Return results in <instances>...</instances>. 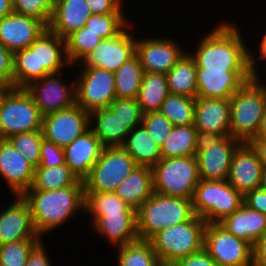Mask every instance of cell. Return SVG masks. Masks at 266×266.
<instances>
[{"label": "cell", "mask_w": 266, "mask_h": 266, "mask_svg": "<svg viewBox=\"0 0 266 266\" xmlns=\"http://www.w3.org/2000/svg\"><path fill=\"white\" fill-rule=\"evenodd\" d=\"M232 21L222 19L216 22L218 24H213L210 32L202 35L194 50H187L194 58L196 67L206 70H249L248 43L241 28Z\"/></svg>", "instance_id": "6da1fadb"}, {"label": "cell", "mask_w": 266, "mask_h": 266, "mask_svg": "<svg viewBox=\"0 0 266 266\" xmlns=\"http://www.w3.org/2000/svg\"><path fill=\"white\" fill-rule=\"evenodd\" d=\"M21 197L30 208L33 225L41 239L64 227L73 216L84 213L85 190L81 180L57 190L28 189Z\"/></svg>", "instance_id": "7a4b0ae2"}, {"label": "cell", "mask_w": 266, "mask_h": 266, "mask_svg": "<svg viewBox=\"0 0 266 266\" xmlns=\"http://www.w3.org/2000/svg\"><path fill=\"white\" fill-rule=\"evenodd\" d=\"M73 68L66 54V42L48 28L28 47L14 53L13 88H24L45 75Z\"/></svg>", "instance_id": "3957f363"}, {"label": "cell", "mask_w": 266, "mask_h": 266, "mask_svg": "<svg viewBox=\"0 0 266 266\" xmlns=\"http://www.w3.org/2000/svg\"><path fill=\"white\" fill-rule=\"evenodd\" d=\"M250 79L230 98V134L249 143L258 132L266 110V82Z\"/></svg>", "instance_id": "277c9868"}, {"label": "cell", "mask_w": 266, "mask_h": 266, "mask_svg": "<svg viewBox=\"0 0 266 266\" xmlns=\"http://www.w3.org/2000/svg\"><path fill=\"white\" fill-rule=\"evenodd\" d=\"M192 198L165 196L154 192L136 210L138 239L149 240L159 231L179 223H185L194 216Z\"/></svg>", "instance_id": "5b68a950"}, {"label": "cell", "mask_w": 266, "mask_h": 266, "mask_svg": "<svg viewBox=\"0 0 266 266\" xmlns=\"http://www.w3.org/2000/svg\"><path fill=\"white\" fill-rule=\"evenodd\" d=\"M206 222L194 215L185 223L165 228L148 241L160 261L176 263L203 248Z\"/></svg>", "instance_id": "8992f818"}, {"label": "cell", "mask_w": 266, "mask_h": 266, "mask_svg": "<svg viewBox=\"0 0 266 266\" xmlns=\"http://www.w3.org/2000/svg\"><path fill=\"white\" fill-rule=\"evenodd\" d=\"M154 192L192 198L200 181L196 156L161 158L153 167Z\"/></svg>", "instance_id": "52a82bcc"}, {"label": "cell", "mask_w": 266, "mask_h": 266, "mask_svg": "<svg viewBox=\"0 0 266 266\" xmlns=\"http://www.w3.org/2000/svg\"><path fill=\"white\" fill-rule=\"evenodd\" d=\"M243 195L227 180H200L192 196L194 214L206 223H219L243 204Z\"/></svg>", "instance_id": "ba28073f"}, {"label": "cell", "mask_w": 266, "mask_h": 266, "mask_svg": "<svg viewBox=\"0 0 266 266\" xmlns=\"http://www.w3.org/2000/svg\"><path fill=\"white\" fill-rule=\"evenodd\" d=\"M43 116L24 88L7 89L0 99V139L41 130Z\"/></svg>", "instance_id": "9c48e42d"}, {"label": "cell", "mask_w": 266, "mask_h": 266, "mask_svg": "<svg viewBox=\"0 0 266 266\" xmlns=\"http://www.w3.org/2000/svg\"><path fill=\"white\" fill-rule=\"evenodd\" d=\"M139 166L122 146L104 147L83 181L85 192H115L118 185Z\"/></svg>", "instance_id": "30bf717a"}, {"label": "cell", "mask_w": 266, "mask_h": 266, "mask_svg": "<svg viewBox=\"0 0 266 266\" xmlns=\"http://www.w3.org/2000/svg\"><path fill=\"white\" fill-rule=\"evenodd\" d=\"M203 248L218 266H253V246L218 223L206 224Z\"/></svg>", "instance_id": "8fae6325"}, {"label": "cell", "mask_w": 266, "mask_h": 266, "mask_svg": "<svg viewBox=\"0 0 266 266\" xmlns=\"http://www.w3.org/2000/svg\"><path fill=\"white\" fill-rule=\"evenodd\" d=\"M79 68L75 78L76 104L88 113L109 108L116 98L114 72L98 67Z\"/></svg>", "instance_id": "7c38bea8"}, {"label": "cell", "mask_w": 266, "mask_h": 266, "mask_svg": "<svg viewBox=\"0 0 266 266\" xmlns=\"http://www.w3.org/2000/svg\"><path fill=\"white\" fill-rule=\"evenodd\" d=\"M63 74V71L48 74L24 87L43 117L76 104L75 77L66 83Z\"/></svg>", "instance_id": "4fadbf2b"}, {"label": "cell", "mask_w": 266, "mask_h": 266, "mask_svg": "<svg viewBox=\"0 0 266 266\" xmlns=\"http://www.w3.org/2000/svg\"><path fill=\"white\" fill-rule=\"evenodd\" d=\"M134 23L136 22H130L116 36L103 39L82 62L73 67L78 65L79 67H98L115 73L121 65L135 55L136 36L134 30L137 28L134 27ZM130 30L133 32L131 33Z\"/></svg>", "instance_id": "5bb4252c"}, {"label": "cell", "mask_w": 266, "mask_h": 266, "mask_svg": "<svg viewBox=\"0 0 266 266\" xmlns=\"http://www.w3.org/2000/svg\"><path fill=\"white\" fill-rule=\"evenodd\" d=\"M158 36L136 37L135 55L144 72L167 74L187 51L178 40Z\"/></svg>", "instance_id": "9a60e30c"}, {"label": "cell", "mask_w": 266, "mask_h": 266, "mask_svg": "<svg viewBox=\"0 0 266 266\" xmlns=\"http://www.w3.org/2000/svg\"><path fill=\"white\" fill-rule=\"evenodd\" d=\"M89 128L90 113L75 104L44 116L41 131L45 140L64 148Z\"/></svg>", "instance_id": "2e32d148"}, {"label": "cell", "mask_w": 266, "mask_h": 266, "mask_svg": "<svg viewBox=\"0 0 266 266\" xmlns=\"http://www.w3.org/2000/svg\"><path fill=\"white\" fill-rule=\"evenodd\" d=\"M264 166L250 143H241L235 150L227 181L243 196L261 186Z\"/></svg>", "instance_id": "e0dca14e"}, {"label": "cell", "mask_w": 266, "mask_h": 266, "mask_svg": "<svg viewBox=\"0 0 266 266\" xmlns=\"http://www.w3.org/2000/svg\"><path fill=\"white\" fill-rule=\"evenodd\" d=\"M35 167L7 139H0V179L11 195L21 196L34 180Z\"/></svg>", "instance_id": "ac0fdd59"}, {"label": "cell", "mask_w": 266, "mask_h": 266, "mask_svg": "<svg viewBox=\"0 0 266 266\" xmlns=\"http://www.w3.org/2000/svg\"><path fill=\"white\" fill-rule=\"evenodd\" d=\"M250 79L249 70H206L196 67V97L230 99Z\"/></svg>", "instance_id": "d6986e66"}, {"label": "cell", "mask_w": 266, "mask_h": 266, "mask_svg": "<svg viewBox=\"0 0 266 266\" xmlns=\"http://www.w3.org/2000/svg\"><path fill=\"white\" fill-rule=\"evenodd\" d=\"M0 210V245L25 239H41L33 225L32 214L21 196Z\"/></svg>", "instance_id": "ffe728a7"}, {"label": "cell", "mask_w": 266, "mask_h": 266, "mask_svg": "<svg viewBox=\"0 0 266 266\" xmlns=\"http://www.w3.org/2000/svg\"><path fill=\"white\" fill-rule=\"evenodd\" d=\"M45 29L39 19L13 11L0 19V44L14 54L28 48Z\"/></svg>", "instance_id": "44dd1931"}, {"label": "cell", "mask_w": 266, "mask_h": 266, "mask_svg": "<svg viewBox=\"0 0 266 266\" xmlns=\"http://www.w3.org/2000/svg\"><path fill=\"white\" fill-rule=\"evenodd\" d=\"M242 142L231 136H225L219 143L196 154L200 180H227L233 154Z\"/></svg>", "instance_id": "7402d4cb"}, {"label": "cell", "mask_w": 266, "mask_h": 266, "mask_svg": "<svg viewBox=\"0 0 266 266\" xmlns=\"http://www.w3.org/2000/svg\"><path fill=\"white\" fill-rule=\"evenodd\" d=\"M84 215L90 216L92 228L99 238L101 235L114 249L138 240L136 213Z\"/></svg>", "instance_id": "603a6c76"}, {"label": "cell", "mask_w": 266, "mask_h": 266, "mask_svg": "<svg viewBox=\"0 0 266 266\" xmlns=\"http://www.w3.org/2000/svg\"><path fill=\"white\" fill-rule=\"evenodd\" d=\"M104 146L91 128L64 147L65 164L71 172L84 181L96 161L99 159Z\"/></svg>", "instance_id": "cb8c5ba5"}, {"label": "cell", "mask_w": 266, "mask_h": 266, "mask_svg": "<svg viewBox=\"0 0 266 266\" xmlns=\"http://www.w3.org/2000/svg\"><path fill=\"white\" fill-rule=\"evenodd\" d=\"M194 126L199 131L230 134V99L195 98Z\"/></svg>", "instance_id": "d4e9b609"}, {"label": "cell", "mask_w": 266, "mask_h": 266, "mask_svg": "<svg viewBox=\"0 0 266 266\" xmlns=\"http://www.w3.org/2000/svg\"><path fill=\"white\" fill-rule=\"evenodd\" d=\"M92 15L86 0H54V6L47 28L61 38L85 26Z\"/></svg>", "instance_id": "484cf974"}, {"label": "cell", "mask_w": 266, "mask_h": 266, "mask_svg": "<svg viewBox=\"0 0 266 266\" xmlns=\"http://www.w3.org/2000/svg\"><path fill=\"white\" fill-rule=\"evenodd\" d=\"M218 224L227 232L254 246L266 232V215L243 203L237 211L225 217Z\"/></svg>", "instance_id": "4316f807"}, {"label": "cell", "mask_w": 266, "mask_h": 266, "mask_svg": "<svg viewBox=\"0 0 266 266\" xmlns=\"http://www.w3.org/2000/svg\"><path fill=\"white\" fill-rule=\"evenodd\" d=\"M135 211L154 194L152 167L137 166L115 191Z\"/></svg>", "instance_id": "83f0119b"}, {"label": "cell", "mask_w": 266, "mask_h": 266, "mask_svg": "<svg viewBox=\"0 0 266 266\" xmlns=\"http://www.w3.org/2000/svg\"><path fill=\"white\" fill-rule=\"evenodd\" d=\"M90 128L104 147L122 146L130 130L110 108L90 113Z\"/></svg>", "instance_id": "f1b7e54d"}, {"label": "cell", "mask_w": 266, "mask_h": 266, "mask_svg": "<svg viewBox=\"0 0 266 266\" xmlns=\"http://www.w3.org/2000/svg\"><path fill=\"white\" fill-rule=\"evenodd\" d=\"M122 147L139 166L153 167L161 159L160 146L153 141L143 124L129 132Z\"/></svg>", "instance_id": "f546056e"}, {"label": "cell", "mask_w": 266, "mask_h": 266, "mask_svg": "<svg viewBox=\"0 0 266 266\" xmlns=\"http://www.w3.org/2000/svg\"><path fill=\"white\" fill-rule=\"evenodd\" d=\"M169 92L196 98V62L188 51L178 60L173 68L166 74Z\"/></svg>", "instance_id": "4dcf8cb0"}, {"label": "cell", "mask_w": 266, "mask_h": 266, "mask_svg": "<svg viewBox=\"0 0 266 266\" xmlns=\"http://www.w3.org/2000/svg\"><path fill=\"white\" fill-rule=\"evenodd\" d=\"M169 93L166 74L144 72L136 98L141 112L144 114L159 111Z\"/></svg>", "instance_id": "1f68e13d"}, {"label": "cell", "mask_w": 266, "mask_h": 266, "mask_svg": "<svg viewBox=\"0 0 266 266\" xmlns=\"http://www.w3.org/2000/svg\"><path fill=\"white\" fill-rule=\"evenodd\" d=\"M196 133L194 124L174 126L160 147L161 158L196 156Z\"/></svg>", "instance_id": "d6a6232c"}, {"label": "cell", "mask_w": 266, "mask_h": 266, "mask_svg": "<svg viewBox=\"0 0 266 266\" xmlns=\"http://www.w3.org/2000/svg\"><path fill=\"white\" fill-rule=\"evenodd\" d=\"M144 70L136 55L114 73L116 98H137Z\"/></svg>", "instance_id": "836d02e7"}, {"label": "cell", "mask_w": 266, "mask_h": 266, "mask_svg": "<svg viewBox=\"0 0 266 266\" xmlns=\"http://www.w3.org/2000/svg\"><path fill=\"white\" fill-rule=\"evenodd\" d=\"M77 181L78 178L66 164L50 168L36 167L34 180L29 189L57 190L73 186Z\"/></svg>", "instance_id": "e575fe53"}, {"label": "cell", "mask_w": 266, "mask_h": 266, "mask_svg": "<svg viewBox=\"0 0 266 266\" xmlns=\"http://www.w3.org/2000/svg\"><path fill=\"white\" fill-rule=\"evenodd\" d=\"M117 266H156L159 258L147 240H136L116 247Z\"/></svg>", "instance_id": "d590c367"}, {"label": "cell", "mask_w": 266, "mask_h": 266, "mask_svg": "<svg viewBox=\"0 0 266 266\" xmlns=\"http://www.w3.org/2000/svg\"><path fill=\"white\" fill-rule=\"evenodd\" d=\"M159 112L163 114L173 126L194 124L195 98L169 93L161 104Z\"/></svg>", "instance_id": "8d00e7d4"}, {"label": "cell", "mask_w": 266, "mask_h": 266, "mask_svg": "<svg viewBox=\"0 0 266 266\" xmlns=\"http://www.w3.org/2000/svg\"><path fill=\"white\" fill-rule=\"evenodd\" d=\"M136 213L115 192H85L84 214Z\"/></svg>", "instance_id": "74e56055"}, {"label": "cell", "mask_w": 266, "mask_h": 266, "mask_svg": "<svg viewBox=\"0 0 266 266\" xmlns=\"http://www.w3.org/2000/svg\"><path fill=\"white\" fill-rule=\"evenodd\" d=\"M103 39L85 26L65 38L66 54L71 65L83 61Z\"/></svg>", "instance_id": "f35d334b"}, {"label": "cell", "mask_w": 266, "mask_h": 266, "mask_svg": "<svg viewBox=\"0 0 266 266\" xmlns=\"http://www.w3.org/2000/svg\"><path fill=\"white\" fill-rule=\"evenodd\" d=\"M126 13L92 14L85 27L102 39H109L119 34L129 23Z\"/></svg>", "instance_id": "ab89813d"}, {"label": "cell", "mask_w": 266, "mask_h": 266, "mask_svg": "<svg viewBox=\"0 0 266 266\" xmlns=\"http://www.w3.org/2000/svg\"><path fill=\"white\" fill-rule=\"evenodd\" d=\"M35 168L39 166L40 148L44 140L41 130L15 134L7 139Z\"/></svg>", "instance_id": "60d3db41"}, {"label": "cell", "mask_w": 266, "mask_h": 266, "mask_svg": "<svg viewBox=\"0 0 266 266\" xmlns=\"http://www.w3.org/2000/svg\"><path fill=\"white\" fill-rule=\"evenodd\" d=\"M42 239H25L0 245V266H25L31 250Z\"/></svg>", "instance_id": "b9f144b4"}, {"label": "cell", "mask_w": 266, "mask_h": 266, "mask_svg": "<svg viewBox=\"0 0 266 266\" xmlns=\"http://www.w3.org/2000/svg\"><path fill=\"white\" fill-rule=\"evenodd\" d=\"M109 108L130 131L142 124L143 113L136 98H115Z\"/></svg>", "instance_id": "7bdbcfd3"}, {"label": "cell", "mask_w": 266, "mask_h": 266, "mask_svg": "<svg viewBox=\"0 0 266 266\" xmlns=\"http://www.w3.org/2000/svg\"><path fill=\"white\" fill-rule=\"evenodd\" d=\"M13 11L31 16L49 25L53 11L54 0H11Z\"/></svg>", "instance_id": "ee69618b"}, {"label": "cell", "mask_w": 266, "mask_h": 266, "mask_svg": "<svg viewBox=\"0 0 266 266\" xmlns=\"http://www.w3.org/2000/svg\"><path fill=\"white\" fill-rule=\"evenodd\" d=\"M142 124L147 129L153 141L160 147L174 127L172 123L159 111L144 113Z\"/></svg>", "instance_id": "f6af8a7d"}, {"label": "cell", "mask_w": 266, "mask_h": 266, "mask_svg": "<svg viewBox=\"0 0 266 266\" xmlns=\"http://www.w3.org/2000/svg\"><path fill=\"white\" fill-rule=\"evenodd\" d=\"M65 164L64 150L56 144L43 140L40 148V161L38 167H54Z\"/></svg>", "instance_id": "bcb514c9"}, {"label": "cell", "mask_w": 266, "mask_h": 266, "mask_svg": "<svg viewBox=\"0 0 266 266\" xmlns=\"http://www.w3.org/2000/svg\"><path fill=\"white\" fill-rule=\"evenodd\" d=\"M13 57L14 54L0 44V85L13 88Z\"/></svg>", "instance_id": "7dc6e473"}, {"label": "cell", "mask_w": 266, "mask_h": 266, "mask_svg": "<svg viewBox=\"0 0 266 266\" xmlns=\"http://www.w3.org/2000/svg\"><path fill=\"white\" fill-rule=\"evenodd\" d=\"M92 14L125 13L123 0H86Z\"/></svg>", "instance_id": "c3c4849f"}, {"label": "cell", "mask_w": 266, "mask_h": 266, "mask_svg": "<svg viewBox=\"0 0 266 266\" xmlns=\"http://www.w3.org/2000/svg\"><path fill=\"white\" fill-rule=\"evenodd\" d=\"M265 32H263L264 34H262L263 36H261V40H259V45H257L258 47V57H255V53H253V49L251 52V48H249V73L252 79H257V80H261V75L259 74L260 71H258V63L259 61H263L264 63L266 61V29L264 30ZM258 62V63H257Z\"/></svg>", "instance_id": "681fc988"}, {"label": "cell", "mask_w": 266, "mask_h": 266, "mask_svg": "<svg viewBox=\"0 0 266 266\" xmlns=\"http://www.w3.org/2000/svg\"><path fill=\"white\" fill-rule=\"evenodd\" d=\"M177 266H218L204 248L176 262Z\"/></svg>", "instance_id": "f907efd6"}, {"label": "cell", "mask_w": 266, "mask_h": 266, "mask_svg": "<svg viewBox=\"0 0 266 266\" xmlns=\"http://www.w3.org/2000/svg\"><path fill=\"white\" fill-rule=\"evenodd\" d=\"M42 239L30 252L25 266H52L48 250Z\"/></svg>", "instance_id": "816d5d0a"}, {"label": "cell", "mask_w": 266, "mask_h": 266, "mask_svg": "<svg viewBox=\"0 0 266 266\" xmlns=\"http://www.w3.org/2000/svg\"><path fill=\"white\" fill-rule=\"evenodd\" d=\"M243 202L251 209L257 210L266 215V191L259 188L247 192L243 196Z\"/></svg>", "instance_id": "f5cc1de1"}, {"label": "cell", "mask_w": 266, "mask_h": 266, "mask_svg": "<svg viewBox=\"0 0 266 266\" xmlns=\"http://www.w3.org/2000/svg\"><path fill=\"white\" fill-rule=\"evenodd\" d=\"M225 136L226 135L197 130L195 147L196 154L208 149L210 144L219 143Z\"/></svg>", "instance_id": "db71d44e"}, {"label": "cell", "mask_w": 266, "mask_h": 266, "mask_svg": "<svg viewBox=\"0 0 266 266\" xmlns=\"http://www.w3.org/2000/svg\"><path fill=\"white\" fill-rule=\"evenodd\" d=\"M253 266H266V232L253 246Z\"/></svg>", "instance_id": "11a10c76"}, {"label": "cell", "mask_w": 266, "mask_h": 266, "mask_svg": "<svg viewBox=\"0 0 266 266\" xmlns=\"http://www.w3.org/2000/svg\"><path fill=\"white\" fill-rule=\"evenodd\" d=\"M249 143L257 152L264 169H266V137H254Z\"/></svg>", "instance_id": "9f6ffc18"}, {"label": "cell", "mask_w": 266, "mask_h": 266, "mask_svg": "<svg viewBox=\"0 0 266 266\" xmlns=\"http://www.w3.org/2000/svg\"><path fill=\"white\" fill-rule=\"evenodd\" d=\"M13 12L11 0H0V19Z\"/></svg>", "instance_id": "6f0895ef"}, {"label": "cell", "mask_w": 266, "mask_h": 266, "mask_svg": "<svg viewBox=\"0 0 266 266\" xmlns=\"http://www.w3.org/2000/svg\"><path fill=\"white\" fill-rule=\"evenodd\" d=\"M255 137H266V110Z\"/></svg>", "instance_id": "680465c9"}, {"label": "cell", "mask_w": 266, "mask_h": 266, "mask_svg": "<svg viewBox=\"0 0 266 266\" xmlns=\"http://www.w3.org/2000/svg\"><path fill=\"white\" fill-rule=\"evenodd\" d=\"M260 188L266 191V169H264V172H263Z\"/></svg>", "instance_id": "91938a15"}, {"label": "cell", "mask_w": 266, "mask_h": 266, "mask_svg": "<svg viewBox=\"0 0 266 266\" xmlns=\"http://www.w3.org/2000/svg\"><path fill=\"white\" fill-rule=\"evenodd\" d=\"M156 266H177L176 263L159 261Z\"/></svg>", "instance_id": "94428289"}, {"label": "cell", "mask_w": 266, "mask_h": 266, "mask_svg": "<svg viewBox=\"0 0 266 266\" xmlns=\"http://www.w3.org/2000/svg\"><path fill=\"white\" fill-rule=\"evenodd\" d=\"M7 89H8L7 87L0 85V99Z\"/></svg>", "instance_id": "6125c7cd"}]
</instances>
